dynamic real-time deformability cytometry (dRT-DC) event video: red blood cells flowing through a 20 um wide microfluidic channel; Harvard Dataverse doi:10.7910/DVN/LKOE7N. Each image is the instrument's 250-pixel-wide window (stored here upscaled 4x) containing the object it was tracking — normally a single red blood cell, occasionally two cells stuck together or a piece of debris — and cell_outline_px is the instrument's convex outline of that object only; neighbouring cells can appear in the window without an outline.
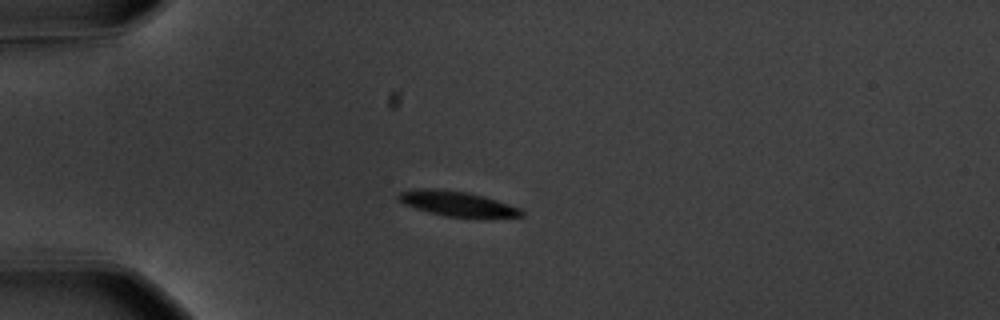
{"species": "common noctule bat (a hibernating species)", "species_latin": "Nyctalus noctula", "temperature_condition": "warm", "stored_images_in_passage": 42, "camera_frame_rate_fps": 3000, "um_per_image_px": 0.085, "animal": {"sex": "male", "body_mass_g": 20.1, "forearm_length_mm": 53.5}, "frame": {"image": 1, "passage_image": 1, "time_ms": 0.0, "image_size_px": [1000, 320], "cell_outline_px": [[524, 216], [492, 220], [480, 220], [444, 216], [428, 212], [404, 204], [396, 196], [400, 192], [420, 188], [432, 188], [468, 192], [484, 196], [520, 208], [524, 212]], "centroid_in_image_um": [38.98, 17.37], "position_along_channel_um": 46.0, "area_um2": 18.73}}
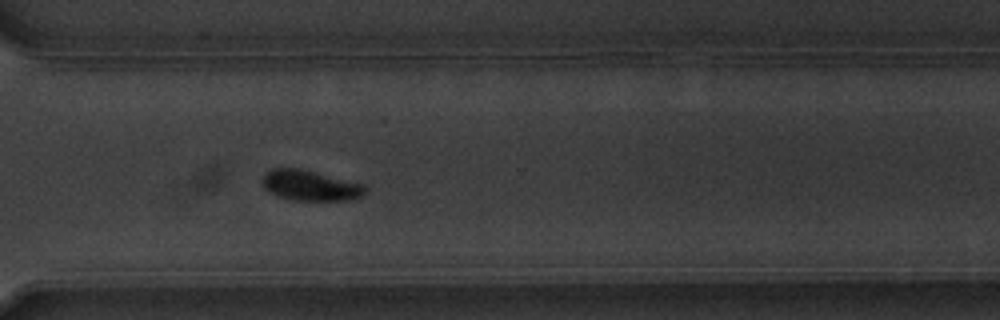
{"frame": {"image": 2, "passage_image": 28, "time_ms": 9.0, "image_size_px": [1000, 320], "cell_outline_px": [[368, 188], [360, 196], [348, 200], [292, 200], [276, 196], [268, 192], [264, 188], [260, 180], [272, 168], [296, 168], [364, 184]], "centroid_in_image_um": [26.32, 15.78], "position_along_channel_um": 344.3, "area_um2": 18.03}}
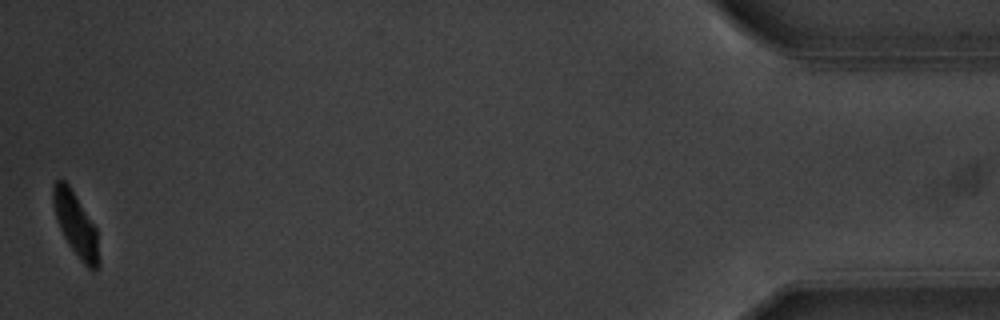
{"frame": {"image": 3, "passage_image": 42, "time_ms": 13.667, "image_size_px": [1000, 320], "cell_outline_px": [[100, 264], [96, 268], [88, 268], [80, 260], [68, 244], [60, 228], [56, 216], [52, 200], [52, 184], [56, 180], [64, 180], [68, 184], [96, 228], [100, 260]], "centroid_in_image_um": [6.43, 19.08], "position_along_channel_um": 428.8, "area_um2": 16.7}, "authors_computed_cell_mechanics": {"area_um2": 18.7272, "velocity_mm_per_s": 3.5918, "shape_relaxation_time_tau1_ms": 2.6525, "shape_relaxation_time_tau2_ms": null, "deformation_change_tau1": 0.1361, "deformation_change_tau2": null}}